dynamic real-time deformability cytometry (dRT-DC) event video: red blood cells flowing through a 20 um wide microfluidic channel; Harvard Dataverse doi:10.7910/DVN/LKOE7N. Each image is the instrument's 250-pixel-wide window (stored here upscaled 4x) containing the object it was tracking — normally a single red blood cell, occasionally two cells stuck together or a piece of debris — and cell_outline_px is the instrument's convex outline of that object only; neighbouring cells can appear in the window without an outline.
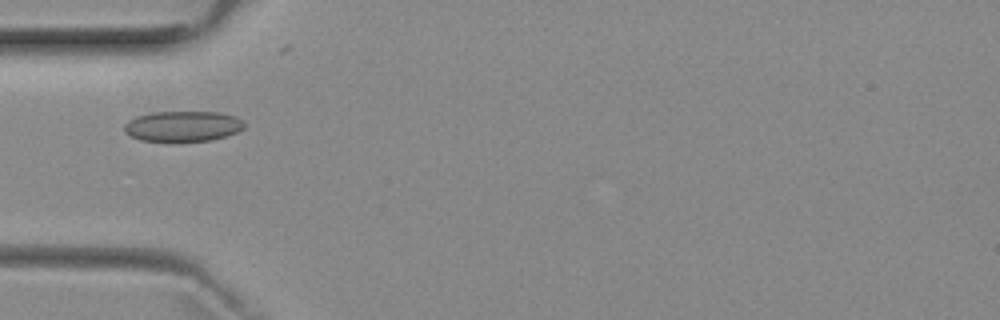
{"species": "common noctule bat (a hibernating species)", "species_latin": "Nyctalus noctula", "temperature_condition": "room temperature", "stored_images_in_passage": 3, "camera_frame_rate_fps": 3000, "um_per_image_px": 0.085, "animal": {"sex": "female", "body_mass_g": 29.2, "forearm_length_mm": 56.3}, "frame": {"image": 1, "passage_image": 2, "time_ms": 1.333, "image_size_px": [1000, 320], "cell_outline_px": [[244, 128], [236, 132], [212, 140], [140, 140], [124, 132], [124, 124], [128, 120], [136, 116], [152, 112], [220, 112], [236, 116], [244, 124]], "centroid_in_image_um": [15.52, 10.7], "position_along_channel_um": 69.5, "area_um2": 20.98}}
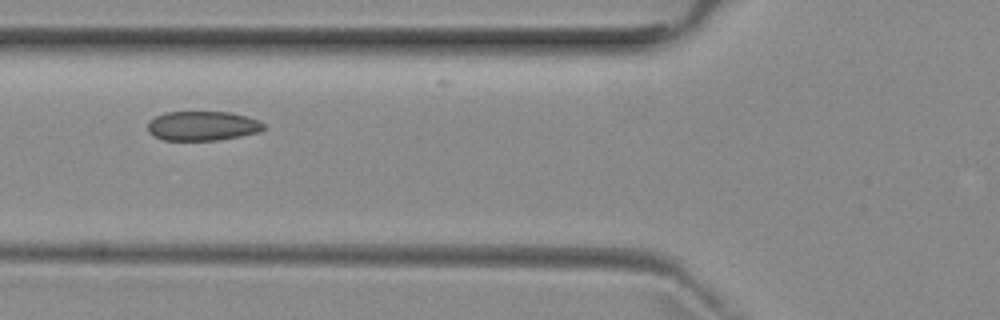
{"frame": {"image": 2, "passage_image": 3, "time_ms": 2.333, "image_size_px": [1000, 320], "cell_outline_px": [[264, 128], [260, 132], [240, 136], [216, 140], [164, 140], [152, 136], [148, 132], [148, 120], [164, 112], [228, 112], [248, 116], [260, 120], [264, 124]], "centroid_in_image_um": [17.2, 10.7], "position_along_channel_um": 108.6, "area_um2": 20.06}}